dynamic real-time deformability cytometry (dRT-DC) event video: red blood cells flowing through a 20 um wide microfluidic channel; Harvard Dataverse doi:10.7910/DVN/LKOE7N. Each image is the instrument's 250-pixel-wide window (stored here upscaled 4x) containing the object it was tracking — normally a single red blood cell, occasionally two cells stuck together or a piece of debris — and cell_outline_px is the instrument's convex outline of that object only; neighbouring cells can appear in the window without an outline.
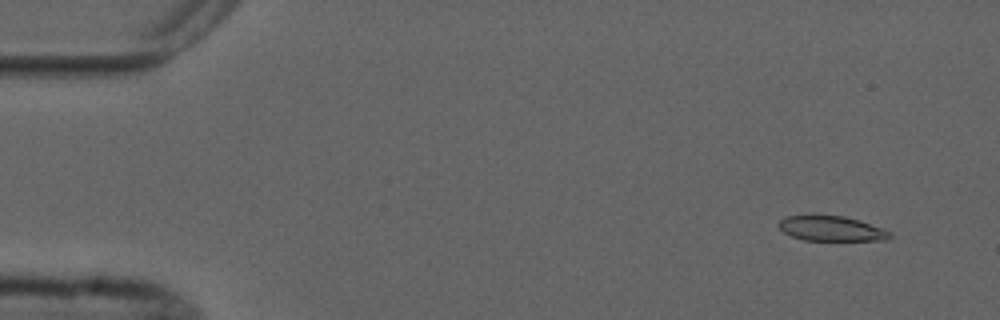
{"species": "common noctule bat (a hibernating species)", "species_latin": "Nyctalus noctula", "temperature_condition": "cold", "stored_images_in_passage": 6, "camera_frame_rate_fps": 3000, "um_per_image_px": 0.085, "animal": {"sex": "male", "forearm_length_mm": 52.5}, "frame": {"image": 1, "passage_image": 1, "time_ms": 0.0, "image_size_px": [1000, 320], "cell_outline_px": [[892, 236], [888, 240], [804, 240], [792, 236], [784, 232], [776, 224], [780, 220], [788, 216], [812, 212], [844, 216], [860, 220], [884, 228], [892, 232]], "centroid_in_image_um": [70.65, 19.38], "position_along_channel_um": 14.3, "area_um2": 16.94}}
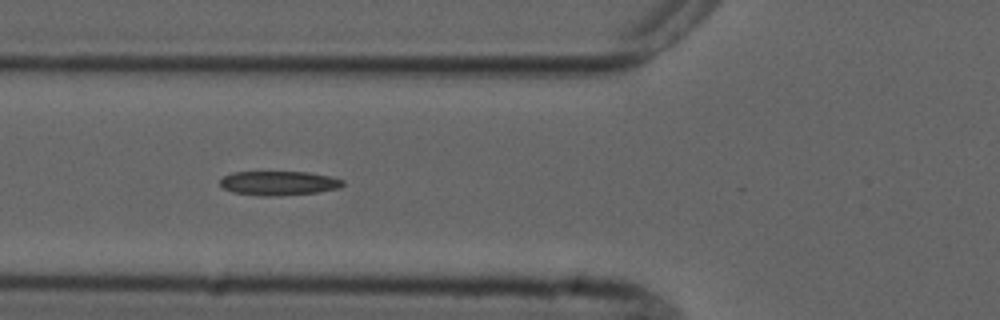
{"frame": {"image": 2, "passage_image": 5, "time_ms": 5.333, "image_size_px": [1000, 320], "cell_outline_px": [[344, 184], [340, 188], [316, 192], [280, 196], [260, 196], [232, 192], [224, 188], [220, 184], [220, 180], [224, 176], [232, 172], [308, 172], [328, 176], [344, 180]], "centroid_in_image_um": [23.69, 15.57], "position_along_channel_um": 102.1, "area_um2": 17.34}}
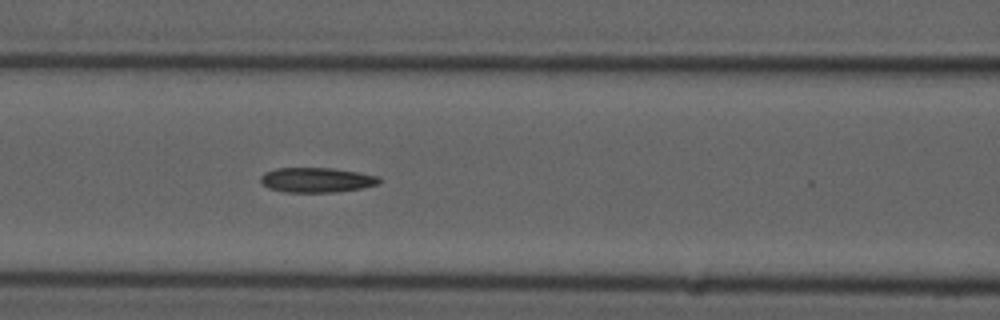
{"frame": {"image": 3, "passage_image": 6, "time_ms": 6.333, "image_size_px": [1000, 320], "cell_outline_px": [[380, 184], [360, 188], [336, 192], [284, 192], [268, 188], [260, 180], [260, 176], [264, 172], [276, 168], [332, 168], [380, 176]], "centroid_in_image_um": [26.9, 15.29], "position_along_channel_um": 139.7, "area_um2": 17.17}}